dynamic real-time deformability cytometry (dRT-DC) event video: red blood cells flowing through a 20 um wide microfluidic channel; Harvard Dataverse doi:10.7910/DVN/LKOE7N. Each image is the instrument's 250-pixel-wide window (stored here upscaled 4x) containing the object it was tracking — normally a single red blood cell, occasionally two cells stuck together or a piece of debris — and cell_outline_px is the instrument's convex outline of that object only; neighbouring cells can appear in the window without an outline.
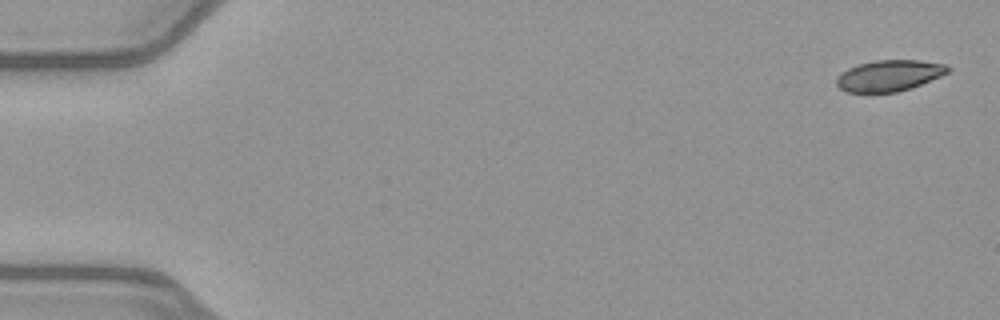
{"species": "common noctule bat (a hibernating species)", "species_latin": "Nyctalus noctula", "temperature_condition": "warm", "stored_images_in_passage": 10, "camera_frame_rate_fps": 3000, "um_per_image_px": 0.085, "animal": {"sex": "female", "body_mass_g": 21.9}, "frame": {"image": 1, "passage_image": 1, "time_ms": 0.0, "image_size_px": [1000, 320], "cell_outline_px": [[952, 68], [948, 72], [940, 76], [920, 84], [896, 92], [844, 92], [836, 84], [836, 80], [840, 72], [848, 68], [860, 64], [876, 60], [920, 60], [944, 64]], "centroid_in_image_um": [75.55, 6.42], "position_along_channel_um": 9.4, "area_um2": 20.0}}